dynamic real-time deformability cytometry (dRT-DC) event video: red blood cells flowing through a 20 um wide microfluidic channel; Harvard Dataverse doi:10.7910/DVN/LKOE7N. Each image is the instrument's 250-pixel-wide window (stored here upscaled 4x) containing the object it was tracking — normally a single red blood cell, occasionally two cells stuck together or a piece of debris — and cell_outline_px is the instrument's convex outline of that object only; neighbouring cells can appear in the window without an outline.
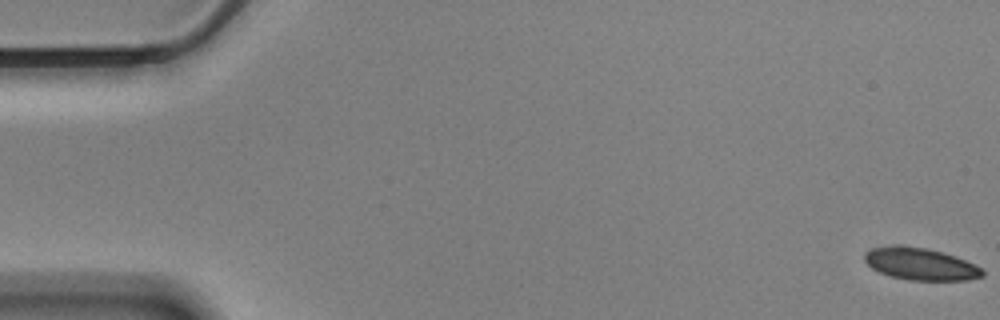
{"species": "Egyptian fruit bat (a non-hibernating species)", "species_latin": "Rousettus aegyptiacus", "temperature_condition": "cold", "stored_images_in_passage": 15, "camera_frame_rate_fps": 3000, "um_per_image_px": 0.085, "animal": {"sex": "male"}, "frame": {"image": 1, "passage_image": 1, "time_ms": 0.0, "image_size_px": [1000, 320], "cell_outline_px": [[984, 276], [968, 280], [908, 280], [892, 276], [880, 272], [872, 268], [864, 260], [864, 256], [872, 248], [896, 244], [900, 244], [928, 248], [956, 256], [980, 268], [984, 272]], "centroid_in_image_um": [78.23, 22.42], "position_along_channel_um": 6.8, "area_um2": 22.02}}